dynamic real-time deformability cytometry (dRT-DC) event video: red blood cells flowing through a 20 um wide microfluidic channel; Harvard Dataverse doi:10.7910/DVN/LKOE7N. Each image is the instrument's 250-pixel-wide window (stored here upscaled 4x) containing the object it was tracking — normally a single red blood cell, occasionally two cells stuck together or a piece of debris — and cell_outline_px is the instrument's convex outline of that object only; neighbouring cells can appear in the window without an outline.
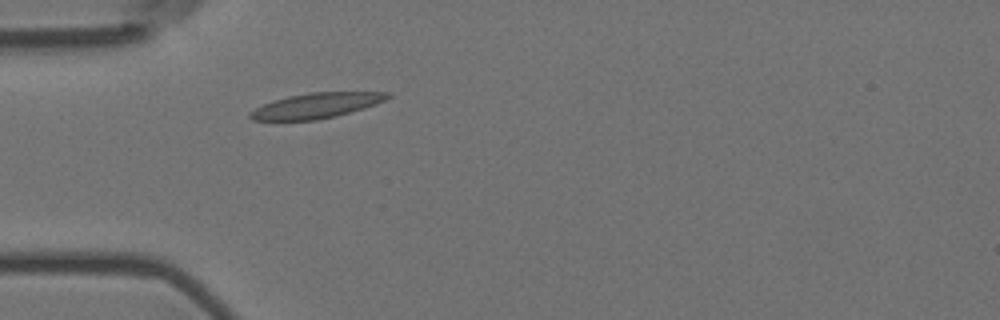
{"species": "Egyptian fruit bat (a non-hibernating species)", "species_latin": "Rousettus aegyptiacus", "temperature_condition": "room temperature", "stored_images_in_passage": 2, "camera_frame_rate_fps": 3000, "um_per_image_px": 0.085, "animal": {"sex": "female"}, "frame": {"image": 1, "passage_image": 2, "time_ms": 0.333, "image_size_px": [1000, 320], "cell_outline_px": [[392, 96], [376, 104], [364, 108], [336, 116], [316, 120], [252, 120], [248, 116], [256, 108], [272, 100], [288, 96], [308, 92], [392, 92]], "centroid_in_image_um": [26.91, 8.96], "position_along_channel_um": 58.1, "area_um2": 20.11}}